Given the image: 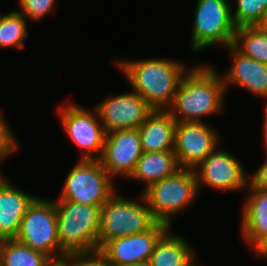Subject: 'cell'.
I'll return each instance as SVG.
<instances>
[{
    "instance_id": "52a82bcc",
    "label": "cell",
    "mask_w": 267,
    "mask_h": 266,
    "mask_svg": "<svg viewBox=\"0 0 267 266\" xmlns=\"http://www.w3.org/2000/svg\"><path fill=\"white\" fill-rule=\"evenodd\" d=\"M112 179L99 160H81L66 176L58 200L102 207L115 193Z\"/></svg>"
},
{
    "instance_id": "30bf717a",
    "label": "cell",
    "mask_w": 267,
    "mask_h": 266,
    "mask_svg": "<svg viewBox=\"0 0 267 266\" xmlns=\"http://www.w3.org/2000/svg\"><path fill=\"white\" fill-rule=\"evenodd\" d=\"M201 122H177L174 153L181 169L194 170L219 144L218 132Z\"/></svg>"
},
{
    "instance_id": "1f68e13d",
    "label": "cell",
    "mask_w": 267,
    "mask_h": 266,
    "mask_svg": "<svg viewBox=\"0 0 267 266\" xmlns=\"http://www.w3.org/2000/svg\"><path fill=\"white\" fill-rule=\"evenodd\" d=\"M51 266H69L64 260L59 262H54Z\"/></svg>"
},
{
    "instance_id": "4fadbf2b",
    "label": "cell",
    "mask_w": 267,
    "mask_h": 266,
    "mask_svg": "<svg viewBox=\"0 0 267 266\" xmlns=\"http://www.w3.org/2000/svg\"><path fill=\"white\" fill-rule=\"evenodd\" d=\"M142 153L138 129L115 130L106 133L99 161L111 178L119 174L128 178Z\"/></svg>"
},
{
    "instance_id": "f546056e",
    "label": "cell",
    "mask_w": 267,
    "mask_h": 266,
    "mask_svg": "<svg viewBox=\"0 0 267 266\" xmlns=\"http://www.w3.org/2000/svg\"><path fill=\"white\" fill-rule=\"evenodd\" d=\"M264 123H263V139H264V144H265V151L267 153V108L265 110V114H264ZM267 155V154H266Z\"/></svg>"
},
{
    "instance_id": "7c38bea8",
    "label": "cell",
    "mask_w": 267,
    "mask_h": 266,
    "mask_svg": "<svg viewBox=\"0 0 267 266\" xmlns=\"http://www.w3.org/2000/svg\"><path fill=\"white\" fill-rule=\"evenodd\" d=\"M215 148L194 170L198 191L206 185L218 191H237L248 187L249 178L240 161L225 150ZM202 182V183H201Z\"/></svg>"
},
{
    "instance_id": "6da1fadb",
    "label": "cell",
    "mask_w": 267,
    "mask_h": 266,
    "mask_svg": "<svg viewBox=\"0 0 267 266\" xmlns=\"http://www.w3.org/2000/svg\"><path fill=\"white\" fill-rule=\"evenodd\" d=\"M190 68L183 76L171 106L176 122H201L203 116L222 112L226 92L222 78L207 65Z\"/></svg>"
},
{
    "instance_id": "5b68a950",
    "label": "cell",
    "mask_w": 267,
    "mask_h": 266,
    "mask_svg": "<svg viewBox=\"0 0 267 266\" xmlns=\"http://www.w3.org/2000/svg\"><path fill=\"white\" fill-rule=\"evenodd\" d=\"M156 222L143 195L136 202L116 192L101 208L98 251L107 241L145 232Z\"/></svg>"
},
{
    "instance_id": "cb8c5ba5",
    "label": "cell",
    "mask_w": 267,
    "mask_h": 266,
    "mask_svg": "<svg viewBox=\"0 0 267 266\" xmlns=\"http://www.w3.org/2000/svg\"><path fill=\"white\" fill-rule=\"evenodd\" d=\"M236 2V11L231 12L235 27L260 26L267 12V0H236Z\"/></svg>"
},
{
    "instance_id": "4dcf8cb0",
    "label": "cell",
    "mask_w": 267,
    "mask_h": 266,
    "mask_svg": "<svg viewBox=\"0 0 267 266\" xmlns=\"http://www.w3.org/2000/svg\"><path fill=\"white\" fill-rule=\"evenodd\" d=\"M260 27H262L263 29L267 30V12H266V15H265L262 23L260 24Z\"/></svg>"
},
{
    "instance_id": "d4e9b609",
    "label": "cell",
    "mask_w": 267,
    "mask_h": 266,
    "mask_svg": "<svg viewBox=\"0 0 267 266\" xmlns=\"http://www.w3.org/2000/svg\"><path fill=\"white\" fill-rule=\"evenodd\" d=\"M21 7L19 13L33 21L43 19L49 14L56 0H18Z\"/></svg>"
},
{
    "instance_id": "2e32d148",
    "label": "cell",
    "mask_w": 267,
    "mask_h": 266,
    "mask_svg": "<svg viewBox=\"0 0 267 266\" xmlns=\"http://www.w3.org/2000/svg\"><path fill=\"white\" fill-rule=\"evenodd\" d=\"M35 199L36 196L12 186L3 175L0 177V240L17 237L22 218Z\"/></svg>"
},
{
    "instance_id": "7a4b0ae2",
    "label": "cell",
    "mask_w": 267,
    "mask_h": 266,
    "mask_svg": "<svg viewBox=\"0 0 267 266\" xmlns=\"http://www.w3.org/2000/svg\"><path fill=\"white\" fill-rule=\"evenodd\" d=\"M139 94L153 110H167L188 70L178 61L166 58L116 62Z\"/></svg>"
},
{
    "instance_id": "4316f807",
    "label": "cell",
    "mask_w": 267,
    "mask_h": 266,
    "mask_svg": "<svg viewBox=\"0 0 267 266\" xmlns=\"http://www.w3.org/2000/svg\"><path fill=\"white\" fill-rule=\"evenodd\" d=\"M64 261L69 266H110L98 252L68 255Z\"/></svg>"
},
{
    "instance_id": "d6986e66",
    "label": "cell",
    "mask_w": 267,
    "mask_h": 266,
    "mask_svg": "<svg viewBox=\"0 0 267 266\" xmlns=\"http://www.w3.org/2000/svg\"><path fill=\"white\" fill-rule=\"evenodd\" d=\"M169 227L155 243L151 266H196L195 251L181 236L170 233Z\"/></svg>"
},
{
    "instance_id": "ac0fdd59",
    "label": "cell",
    "mask_w": 267,
    "mask_h": 266,
    "mask_svg": "<svg viewBox=\"0 0 267 266\" xmlns=\"http://www.w3.org/2000/svg\"><path fill=\"white\" fill-rule=\"evenodd\" d=\"M247 190L241 231L246 243L255 248L267 236V191L254 189L250 184Z\"/></svg>"
},
{
    "instance_id": "9c48e42d",
    "label": "cell",
    "mask_w": 267,
    "mask_h": 266,
    "mask_svg": "<svg viewBox=\"0 0 267 266\" xmlns=\"http://www.w3.org/2000/svg\"><path fill=\"white\" fill-rule=\"evenodd\" d=\"M58 111L66 134L82 152L84 150L80 156L81 160H99L106 132L96 109L89 112L87 108L68 104L60 106Z\"/></svg>"
},
{
    "instance_id": "8992f818",
    "label": "cell",
    "mask_w": 267,
    "mask_h": 266,
    "mask_svg": "<svg viewBox=\"0 0 267 266\" xmlns=\"http://www.w3.org/2000/svg\"><path fill=\"white\" fill-rule=\"evenodd\" d=\"M20 243L48 256L53 262L65 260L60 249L54 200L36 198L21 221L17 237Z\"/></svg>"
},
{
    "instance_id": "9a60e30c",
    "label": "cell",
    "mask_w": 267,
    "mask_h": 266,
    "mask_svg": "<svg viewBox=\"0 0 267 266\" xmlns=\"http://www.w3.org/2000/svg\"><path fill=\"white\" fill-rule=\"evenodd\" d=\"M234 62L228 72L221 76L227 90L229 84H236L249 92L267 98V64L260 63L239 52L233 45L227 47Z\"/></svg>"
},
{
    "instance_id": "83f0119b",
    "label": "cell",
    "mask_w": 267,
    "mask_h": 266,
    "mask_svg": "<svg viewBox=\"0 0 267 266\" xmlns=\"http://www.w3.org/2000/svg\"><path fill=\"white\" fill-rule=\"evenodd\" d=\"M250 178L249 184L254 189L267 191V159Z\"/></svg>"
},
{
    "instance_id": "5bb4252c",
    "label": "cell",
    "mask_w": 267,
    "mask_h": 266,
    "mask_svg": "<svg viewBox=\"0 0 267 266\" xmlns=\"http://www.w3.org/2000/svg\"><path fill=\"white\" fill-rule=\"evenodd\" d=\"M106 133L138 129L153 109L136 92L108 97L95 107Z\"/></svg>"
},
{
    "instance_id": "44dd1931",
    "label": "cell",
    "mask_w": 267,
    "mask_h": 266,
    "mask_svg": "<svg viewBox=\"0 0 267 266\" xmlns=\"http://www.w3.org/2000/svg\"><path fill=\"white\" fill-rule=\"evenodd\" d=\"M54 262L16 239L0 240V266H51Z\"/></svg>"
},
{
    "instance_id": "3957f363",
    "label": "cell",
    "mask_w": 267,
    "mask_h": 266,
    "mask_svg": "<svg viewBox=\"0 0 267 266\" xmlns=\"http://www.w3.org/2000/svg\"><path fill=\"white\" fill-rule=\"evenodd\" d=\"M60 249L68 256L98 252L101 208L55 200Z\"/></svg>"
},
{
    "instance_id": "ba28073f",
    "label": "cell",
    "mask_w": 267,
    "mask_h": 266,
    "mask_svg": "<svg viewBox=\"0 0 267 266\" xmlns=\"http://www.w3.org/2000/svg\"><path fill=\"white\" fill-rule=\"evenodd\" d=\"M229 0H197L191 47L199 52L214 44H233L236 27Z\"/></svg>"
},
{
    "instance_id": "e0dca14e",
    "label": "cell",
    "mask_w": 267,
    "mask_h": 266,
    "mask_svg": "<svg viewBox=\"0 0 267 266\" xmlns=\"http://www.w3.org/2000/svg\"><path fill=\"white\" fill-rule=\"evenodd\" d=\"M176 123L167 110H153L138 128L142 151H174Z\"/></svg>"
},
{
    "instance_id": "d6a6232c",
    "label": "cell",
    "mask_w": 267,
    "mask_h": 266,
    "mask_svg": "<svg viewBox=\"0 0 267 266\" xmlns=\"http://www.w3.org/2000/svg\"><path fill=\"white\" fill-rule=\"evenodd\" d=\"M129 266H151V265L149 264V262H143V263H137V264H133Z\"/></svg>"
},
{
    "instance_id": "7402d4cb",
    "label": "cell",
    "mask_w": 267,
    "mask_h": 266,
    "mask_svg": "<svg viewBox=\"0 0 267 266\" xmlns=\"http://www.w3.org/2000/svg\"><path fill=\"white\" fill-rule=\"evenodd\" d=\"M232 45L245 56L267 64V30L262 27L236 28Z\"/></svg>"
},
{
    "instance_id": "f1b7e54d",
    "label": "cell",
    "mask_w": 267,
    "mask_h": 266,
    "mask_svg": "<svg viewBox=\"0 0 267 266\" xmlns=\"http://www.w3.org/2000/svg\"><path fill=\"white\" fill-rule=\"evenodd\" d=\"M257 255L267 257V236L255 247Z\"/></svg>"
},
{
    "instance_id": "8fae6325",
    "label": "cell",
    "mask_w": 267,
    "mask_h": 266,
    "mask_svg": "<svg viewBox=\"0 0 267 266\" xmlns=\"http://www.w3.org/2000/svg\"><path fill=\"white\" fill-rule=\"evenodd\" d=\"M169 228L156 222L149 230L107 241L98 251L110 266H129L149 262L155 243Z\"/></svg>"
},
{
    "instance_id": "484cf974",
    "label": "cell",
    "mask_w": 267,
    "mask_h": 266,
    "mask_svg": "<svg viewBox=\"0 0 267 266\" xmlns=\"http://www.w3.org/2000/svg\"><path fill=\"white\" fill-rule=\"evenodd\" d=\"M1 114L2 112H0V161L17 151L19 146L12 129Z\"/></svg>"
},
{
    "instance_id": "277c9868",
    "label": "cell",
    "mask_w": 267,
    "mask_h": 266,
    "mask_svg": "<svg viewBox=\"0 0 267 266\" xmlns=\"http://www.w3.org/2000/svg\"><path fill=\"white\" fill-rule=\"evenodd\" d=\"M197 192L195 170L180 169L175 175L149 185L142 195L152 217L171 227L172 216L187 209Z\"/></svg>"
},
{
    "instance_id": "ffe728a7",
    "label": "cell",
    "mask_w": 267,
    "mask_h": 266,
    "mask_svg": "<svg viewBox=\"0 0 267 266\" xmlns=\"http://www.w3.org/2000/svg\"><path fill=\"white\" fill-rule=\"evenodd\" d=\"M180 169L174 151L143 152L129 178L145 182V189L152 183L175 175Z\"/></svg>"
},
{
    "instance_id": "603a6c76",
    "label": "cell",
    "mask_w": 267,
    "mask_h": 266,
    "mask_svg": "<svg viewBox=\"0 0 267 266\" xmlns=\"http://www.w3.org/2000/svg\"><path fill=\"white\" fill-rule=\"evenodd\" d=\"M25 17L19 12L1 15L0 19V48H24V40L28 37Z\"/></svg>"
}]
</instances>
